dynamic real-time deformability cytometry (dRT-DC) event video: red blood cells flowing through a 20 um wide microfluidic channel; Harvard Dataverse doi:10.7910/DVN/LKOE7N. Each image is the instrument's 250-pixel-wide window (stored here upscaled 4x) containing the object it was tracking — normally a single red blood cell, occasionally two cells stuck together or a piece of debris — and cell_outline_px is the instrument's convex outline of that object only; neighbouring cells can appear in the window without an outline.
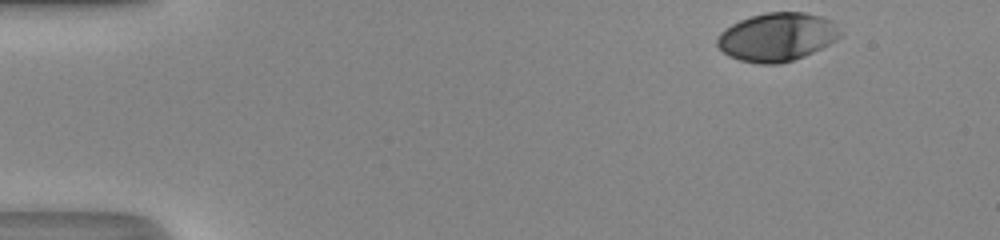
{"species": "human", "species_latin": "Homo sapiens", "temperature_condition": "room temperature", "stored_images_in_passage": 37, "camera_frame_rate_fps": 3000, "um_per_image_px": 0.085, "donor": {"sex": "male"}, "frame": {"image": 1, "passage_image": 1, "time_ms": 0.0, "image_size_px": [1000, 240], "cell_outline_px": [[840, 36], [836, 40], [804, 56], [780, 64], [760, 64], [740, 60], [728, 56], [716, 44], [716, 40], [720, 32], [724, 28], [740, 20], [752, 16], [768, 12], [804, 12], [820, 16], [832, 20], [840, 32]], "centroid_in_image_um": [66.02, 3.14], "position_along_channel_um": 19.0, "area_um2": 34.51}}
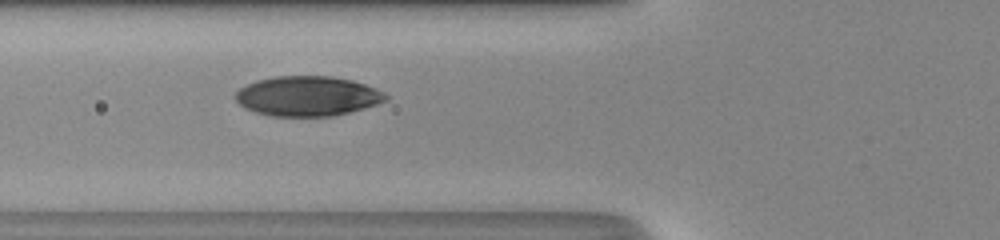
{"frame": {"image": 2, "passage_image": 15, "time_ms": 4.667, "image_size_px": [1000, 240], "cell_outline_px": [[388, 100], [364, 108], [332, 116], [272, 116], [256, 112], [244, 108], [236, 100], [236, 92], [240, 88], [256, 80], [276, 76], [332, 76], [352, 80], [376, 88], [384, 92], [388, 96]], "centroid_in_image_um": [26.15, 8.16], "position_along_channel_um": 99.7, "area_um2": 34.85}}
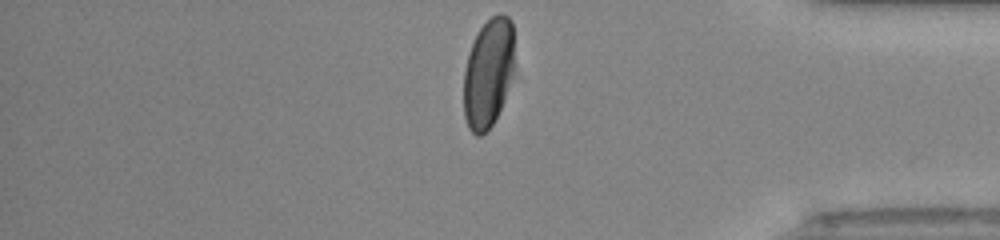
{"frame": {"image": 3, "passage_image": 37, "time_ms": 12.0, "image_size_px": [1000, 240], "cell_outline_px": [[512, 76], [504, 100], [492, 124], [480, 136], [476, 136], [468, 128], [464, 116], [464, 72], [468, 56], [472, 44], [480, 28], [492, 16], [500, 12], [504, 12], [512, 20]], "centroid_in_image_um": [41.48, 6.2], "position_along_channel_um": 393.7, "area_um2": 31.79}, "authors_computed_cell_mechanics": {"area_um2": 35.3736, "velocity_mm_per_s": 4.3229, "shape_relaxation_time_tau1_ms": 2.9308, "shape_relaxation_time_tau2_ms": null, "deformation_change_tau1": 0.1552, "deformation_change_tau2": null}}